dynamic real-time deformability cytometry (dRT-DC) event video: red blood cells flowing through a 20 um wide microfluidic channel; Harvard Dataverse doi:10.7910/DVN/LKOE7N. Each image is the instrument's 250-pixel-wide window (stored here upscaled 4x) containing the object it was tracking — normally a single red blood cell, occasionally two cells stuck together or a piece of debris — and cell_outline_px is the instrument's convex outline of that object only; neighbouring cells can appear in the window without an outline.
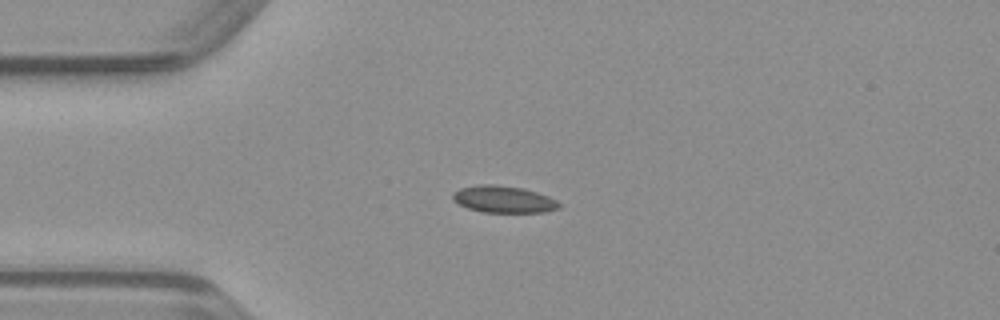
{"species": "common noctule bat (a hibernating species)", "species_latin": "Nyctalus noctula", "temperature_condition": "warm", "stored_images_in_passage": 38, "camera_frame_rate_fps": 3000, "um_per_image_px": 0.085, "animal": {"sex": "male", "body_mass_g": 23.1, "forearm_length_mm": 52.7}, "frame": {"image": 1, "passage_image": 1, "time_ms": 0.0, "image_size_px": [1000, 320], "cell_outline_px": [[560, 208], [544, 212], [484, 212], [468, 208], [452, 200], [452, 196], [460, 188], [480, 184], [496, 184], [524, 188], [548, 196], [556, 200], [560, 204]], "centroid_in_image_um": [42.82, 16.93], "position_along_channel_um": 42.2, "area_um2": 16.59}}
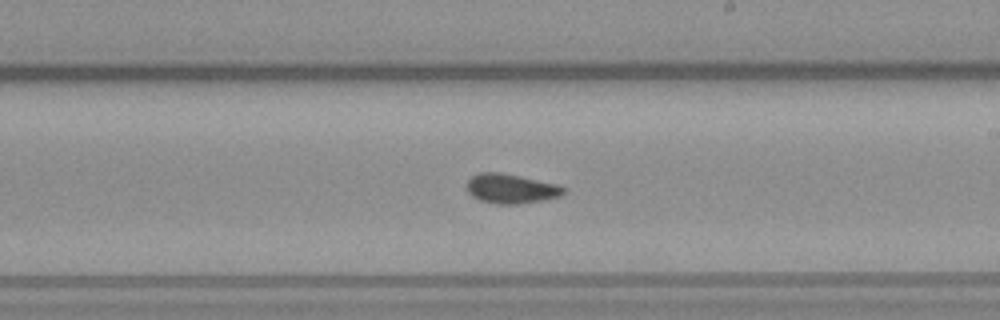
{"frame": {"image": 2, "passage_image": 17, "time_ms": 5.333, "image_size_px": [1000, 320], "cell_outline_px": [[564, 192], [560, 196], [544, 200], [516, 204], [496, 204], [480, 200], [472, 196], [468, 192], [468, 180], [472, 176], [480, 172], [500, 172], [520, 176], [556, 184], [564, 188]], "centroid_in_image_um": [43.42, 16.03], "position_along_channel_um": 245.6, "area_um2": 16.47}}
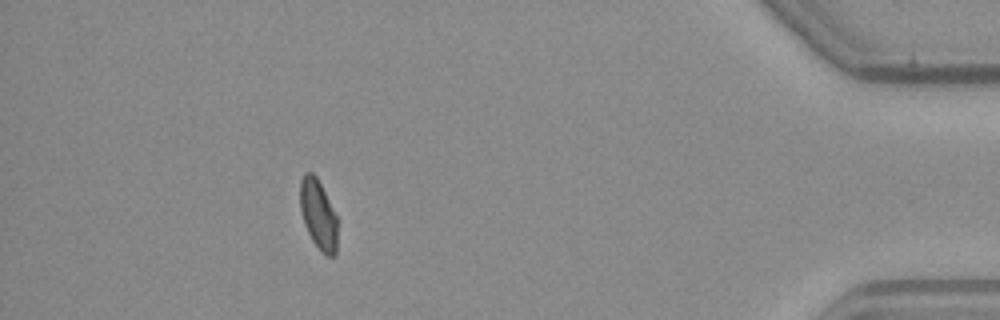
{"frame": {"image": 3, "passage_image": 33, "time_ms": 10.667, "image_size_px": [1000, 320], "cell_outline_px": [[336, 256], [328, 256], [312, 240], [304, 224], [300, 208], [300, 180], [304, 172], [312, 172], [316, 176], [336, 216]], "centroid_in_image_um": [27.02, 18.2], "position_along_channel_um": 408.2, "area_um2": 14.74}}